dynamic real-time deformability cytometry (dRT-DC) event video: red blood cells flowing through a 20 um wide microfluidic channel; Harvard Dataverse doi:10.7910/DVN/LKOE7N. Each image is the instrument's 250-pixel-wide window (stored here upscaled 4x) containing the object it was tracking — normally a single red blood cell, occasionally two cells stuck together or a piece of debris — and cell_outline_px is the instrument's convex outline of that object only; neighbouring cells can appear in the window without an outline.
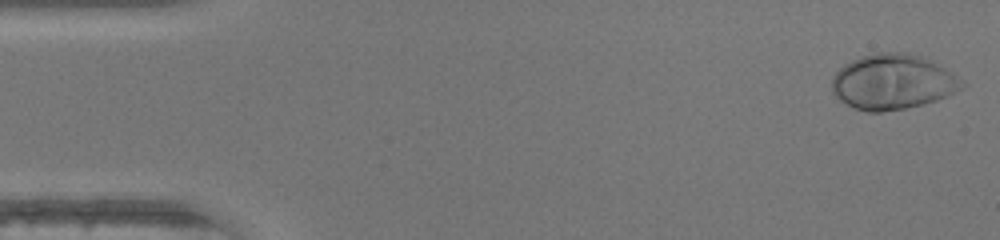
{"species": "human", "species_latin": "Homo sapiens", "temperature_condition": "warm", "stored_images_in_passage": 46, "camera_frame_rate_fps": 3000, "um_per_image_px": 0.085, "donor": {"sex": "female"}, "frame": {"image": 1, "passage_image": 1, "time_ms": 0.0, "image_size_px": [1000, 240], "cell_outline_px": [[968, 84], [964, 88], [948, 96], [924, 104], [908, 108], [880, 112], [868, 112], [852, 108], [840, 100], [832, 92], [832, 76], [844, 64], [860, 56], [876, 52], [908, 52], [924, 56], [932, 60], [952, 72], [964, 80]], "centroid_in_image_um": [75.92, 6.95], "position_along_channel_um": 9.1, "area_um2": 42.6}}
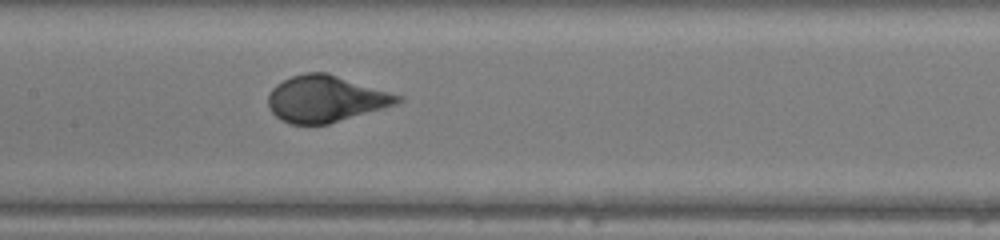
{"frame": {"image": 2, "passage_image": 22, "time_ms": 7.0, "image_size_px": [1000, 240], "cell_outline_px": [[404, 100], [396, 104], [384, 108], [328, 124], [288, 124], [280, 120], [268, 108], [268, 92], [276, 84], [292, 76], [304, 72], [328, 72], [404, 96]], "centroid_in_image_um": [27.68, 8.39], "position_along_channel_um": 179.7, "area_um2": 35.43}}
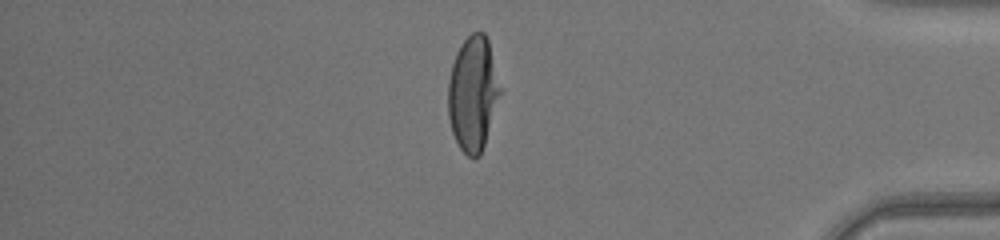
{"frame": {"image": 3, "passage_image": 39, "time_ms": 12.667, "image_size_px": [1000, 240], "cell_outline_px": [[504, 92], [480, 156], [476, 160], [472, 160], [460, 148], [452, 132], [448, 116], [448, 80], [452, 64], [456, 52], [460, 44], [472, 32], [484, 32], [488, 40], [504, 88]], "centroid_in_image_um": [40.26, 7.97], "position_along_channel_um": 394.9, "area_um2": 36.07}, "authors_computed_cell_mechanics": {"area_um2": 36.0961, "velocity_mm_per_s": 4.4034, "shape_relaxation_time_tau1_ms": 3.1484, "shape_relaxation_time_tau2_ms": null, "deformation_change_tau1": 0.2219, "deformation_change_tau2": null}}